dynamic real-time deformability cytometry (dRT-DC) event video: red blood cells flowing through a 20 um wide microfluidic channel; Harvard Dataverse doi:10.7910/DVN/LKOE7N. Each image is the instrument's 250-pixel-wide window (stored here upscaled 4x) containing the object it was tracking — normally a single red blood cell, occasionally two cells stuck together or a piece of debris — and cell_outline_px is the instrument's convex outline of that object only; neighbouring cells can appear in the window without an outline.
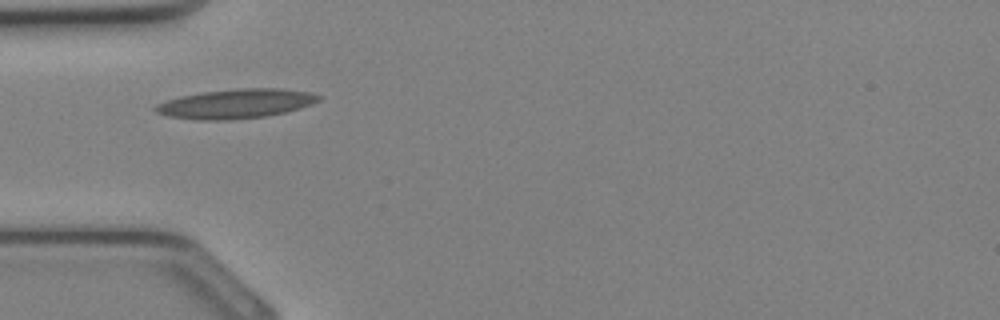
{"species": "Egyptian fruit bat (a non-hibernating species)", "species_latin": "Rousettus aegyptiacus", "temperature_condition": "cold", "stored_images_in_passage": 9, "camera_frame_rate_fps": 3000, "um_per_image_px": 0.085, "animal": {"sex": "female"}, "frame": {"image": 1, "passage_image": 1, "time_ms": 0.0, "image_size_px": [1000, 320], "cell_outline_px": [[320, 100], [312, 104], [300, 108], [284, 112], [264, 116], [228, 120], [200, 120], [168, 116], [156, 112], [152, 108], [156, 104], [180, 96], [200, 92], [240, 88], [280, 88], [308, 92], [320, 96]], "centroid_in_image_um": [20.02, 8.81], "position_along_channel_um": 65.0, "area_um2": 27.8}}
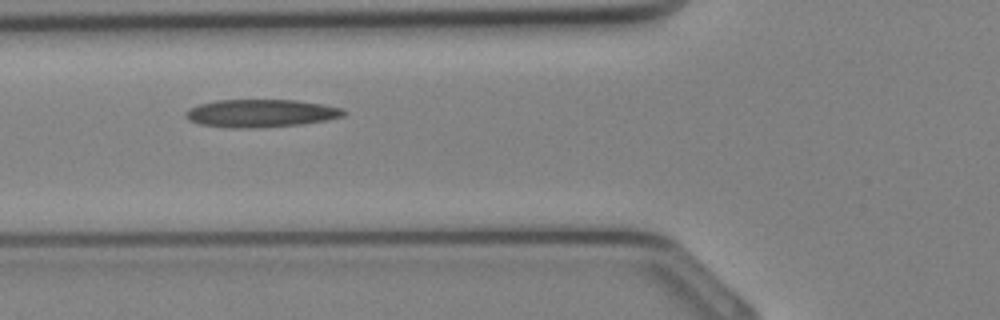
{"frame": {"image": 2, "passage_image": 3, "time_ms": 0.667, "image_size_px": [1000, 320], "cell_outline_px": [[348, 112], [344, 116], [324, 120], [300, 124], [248, 128], [232, 128], [200, 124], [188, 120], [184, 116], [184, 112], [188, 108], [200, 104], [216, 100], [296, 100], [344, 108]], "centroid_in_image_um": [22.14, 9.62], "position_along_channel_um": 103.7, "area_um2": 25.55}}
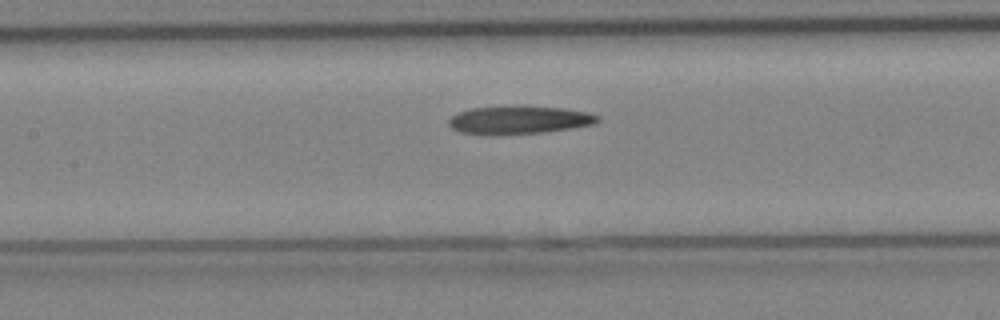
{"frame": {"image": 3, "passage_image": 6, "time_ms": 1.667, "image_size_px": [1000, 320], "cell_outline_px": [[600, 120], [592, 124], [572, 128], [544, 132], [460, 132], [452, 128], [448, 124], [448, 120], [452, 116], [460, 112], [472, 108], [512, 104], [524, 104], [564, 108], [588, 112], [600, 116]], "centroid_in_image_um": [44.2, 10.12], "position_along_channel_um": 163.2, "area_um2": 24.04}}